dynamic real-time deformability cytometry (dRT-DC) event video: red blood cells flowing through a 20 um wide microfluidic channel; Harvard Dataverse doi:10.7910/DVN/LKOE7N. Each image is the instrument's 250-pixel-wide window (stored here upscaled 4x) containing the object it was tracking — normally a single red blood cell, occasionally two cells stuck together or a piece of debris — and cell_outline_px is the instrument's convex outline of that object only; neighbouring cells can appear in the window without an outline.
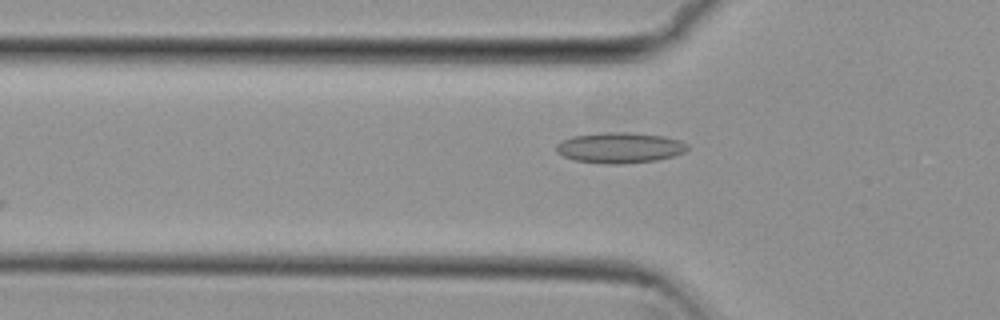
{"species": "common noctule bat (a hibernating species)", "species_latin": "Nyctalus noctula", "temperature_condition": "cold", "stored_images_in_passage": 6, "camera_frame_rate_fps": 3000, "um_per_image_px": 0.085, "animal": {"sex": "female", "body_mass_g": 29.2, "forearm_length_mm": 56.3}, "frame": {"image": 1, "passage_image": 4, "time_ms": 1.0, "image_size_px": [1000, 320], "cell_outline_px": [[688, 148], [684, 152], [672, 156], [656, 160], [624, 164], [604, 164], [572, 160], [556, 152], [556, 144], [572, 136], [604, 132], [632, 132], [664, 136], [680, 140], [688, 144]], "centroid_in_image_um": [52.67, 12.56], "position_along_channel_um": 73.1, "area_um2": 23.58}}